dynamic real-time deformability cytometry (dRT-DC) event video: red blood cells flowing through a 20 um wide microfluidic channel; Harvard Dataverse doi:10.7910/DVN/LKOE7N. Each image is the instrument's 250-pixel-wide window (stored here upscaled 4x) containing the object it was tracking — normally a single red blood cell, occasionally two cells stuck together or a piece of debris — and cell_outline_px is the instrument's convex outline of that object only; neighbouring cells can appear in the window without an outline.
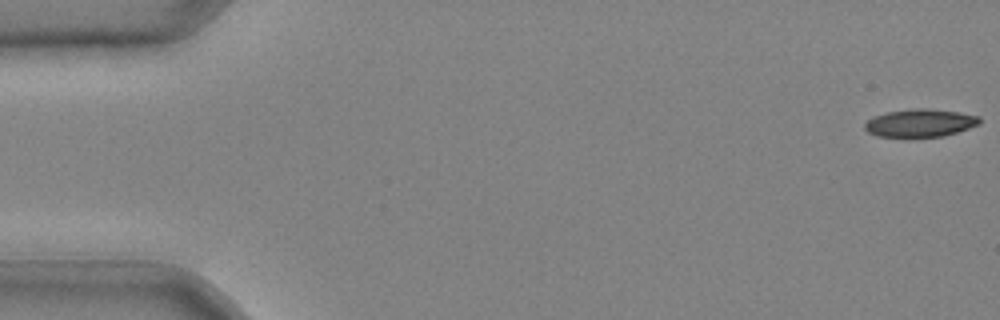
{"species": "common noctule bat (a hibernating species)", "species_latin": "Nyctalus noctula", "temperature_condition": "cold", "stored_images_in_passage": 41, "camera_frame_rate_fps": 3000, "um_per_image_px": 0.085, "animal": {"sex": "male", "body_mass_g": 20.4}, "frame": {"image": 1, "passage_image": 1, "time_ms": 0.0, "image_size_px": [1000, 320], "cell_outline_px": [[980, 124], [944, 136], [876, 136], [868, 132], [864, 128], [864, 124], [872, 116], [888, 112], [912, 108], [924, 108], [956, 112], [980, 116]], "centroid_in_image_um": [78.19, 10.44], "position_along_channel_um": 6.8, "area_um2": 18.38}}
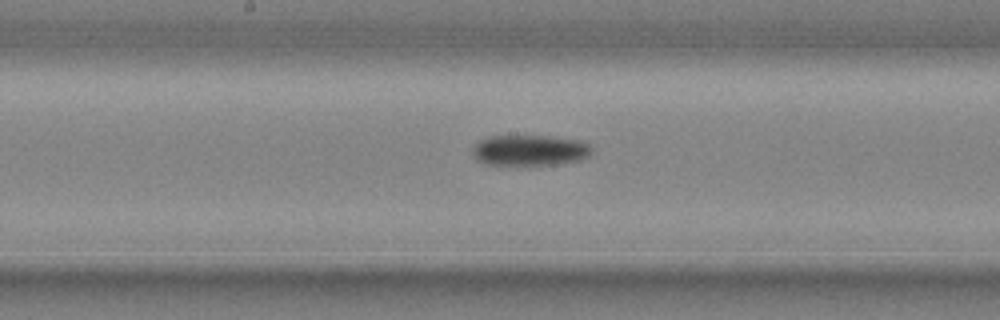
{"frame": {"image": 2, "passage_image": 23, "time_ms": 7.333, "image_size_px": [1000, 320], "cell_outline_px": [[592, 152], [588, 156], [580, 160], [556, 164], [484, 164], [476, 160], [472, 156], [472, 148], [480, 140], [488, 136], [548, 136], [588, 140], [592, 144]], "centroid_in_image_um": [45.08, 12.75], "position_along_channel_um": 203.1, "area_um2": 21.68}}
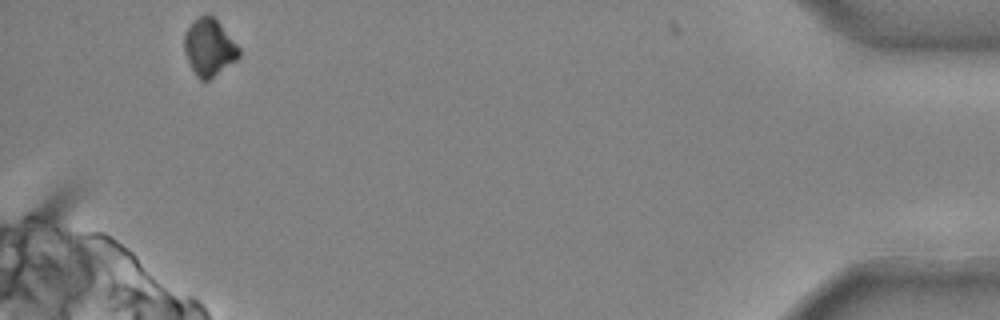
{"frame": {"image": 3, "passage_image": 41, "time_ms": 13.333, "image_size_px": [1000, 320], "cell_outline_px": [[240, 56], [236, 60], [208, 80], [200, 80], [196, 76], [188, 60], [184, 48], [184, 32], [192, 20], [204, 12], [208, 12], [220, 24], [240, 48]], "centroid_in_image_um": [17.76, 3.98], "position_along_channel_um": 417.4, "area_um2": 18.21}}